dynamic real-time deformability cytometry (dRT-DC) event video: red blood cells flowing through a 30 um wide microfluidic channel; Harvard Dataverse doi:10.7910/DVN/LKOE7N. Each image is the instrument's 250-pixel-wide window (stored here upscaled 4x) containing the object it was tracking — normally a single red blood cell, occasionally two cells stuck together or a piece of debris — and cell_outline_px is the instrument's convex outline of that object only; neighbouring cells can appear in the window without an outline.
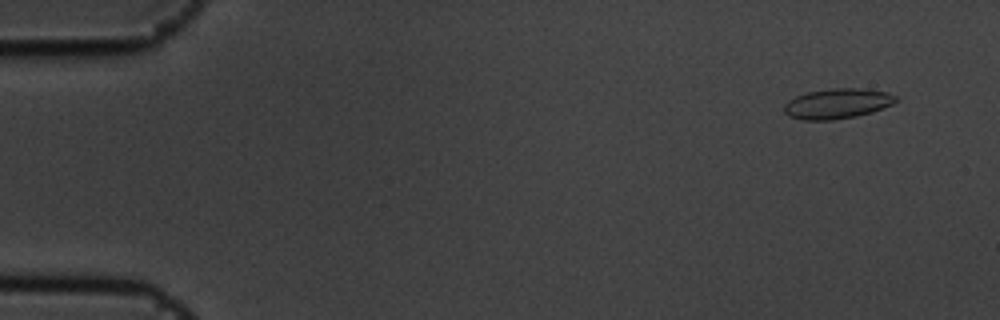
{"species": "common noctule bat (a hibernating species)", "species_latin": "Nyctalus noctula", "temperature_condition": "cold", "stored_images_in_passage": 6, "segment_of_instrument_passage": [2, 2], "camera_frame_rate_fps": 3000, "um_per_image_px": 0.085, "animal": {"sex": "male", "body_mass_g": 19.5, "forearm_length_mm": 54.6}, "frame": {"image": 1, "passage_image": 6, "time_ms": 1.667, "image_size_px": [1000, 320], "cell_outline_px": [[900, 100], [892, 104], [872, 112], [856, 116], [832, 120], [804, 120], [788, 116], [784, 112], [784, 104], [788, 100], [796, 96], [808, 92], [832, 88], [860, 88], [888, 92], [896, 96]], "centroid_in_image_um": [71.18, 8.8], "position_along_channel_um": 13.8, "area_um2": 19.71}}